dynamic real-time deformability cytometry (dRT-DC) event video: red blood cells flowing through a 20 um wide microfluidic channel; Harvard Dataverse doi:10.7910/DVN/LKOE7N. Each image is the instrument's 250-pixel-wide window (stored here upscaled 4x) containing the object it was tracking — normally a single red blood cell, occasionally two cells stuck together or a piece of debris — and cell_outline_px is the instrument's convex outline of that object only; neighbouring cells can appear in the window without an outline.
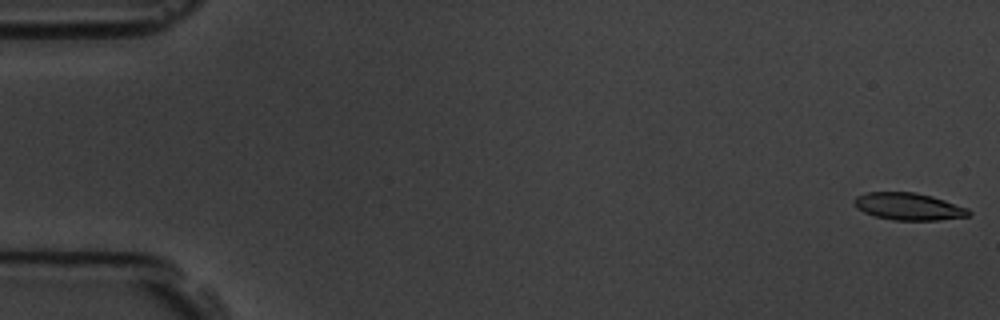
{"species": "common noctule bat (a hibernating species)", "species_latin": "Nyctalus noctula", "temperature_condition": "room temperature", "stored_images_in_passage": 11, "camera_frame_rate_fps": 3000, "um_per_image_px": 0.085, "animal": {"sex": "male", "body_mass_g": 19.5, "forearm_length_mm": 54.6}, "frame": {"image": 1, "passage_image": 1, "time_ms": 0.0, "image_size_px": [1000, 320], "cell_outline_px": [[972, 212], [968, 216], [936, 220], [892, 220], [876, 216], [864, 212], [856, 208], [852, 204], [852, 200], [856, 196], [868, 192], [916, 192], [932, 196], [968, 208]], "centroid_in_image_um": [77.19, 17.54], "position_along_channel_um": 7.8, "area_um2": 18.21}}
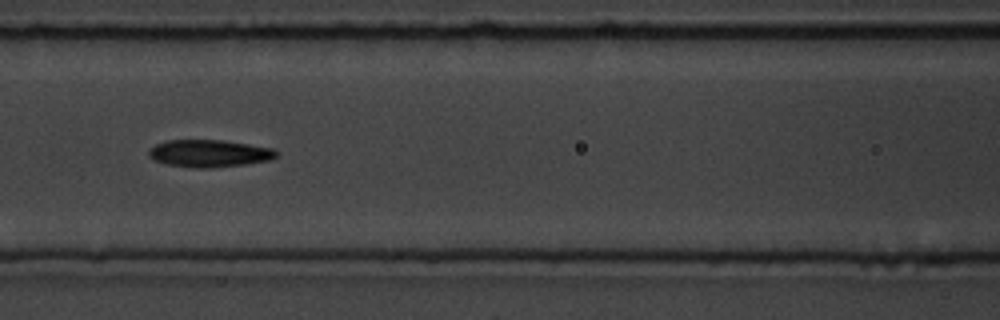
{"frame": {"image": 2, "passage_image": 8, "time_ms": 8.0, "image_size_px": [1000, 320], "cell_outline_px": [[276, 156], [272, 160], [244, 164], [212, 168], [196, 168], [168, 164], [152, 160], [148, 156], [148, 152], [156, 144], [168, 140], [224, 140], [272, 148], [276, 152]], "centroid_in_image_um": [17.77, 13.04], "position_along_channel_um": 148.8, "area_um2": 20.23}}
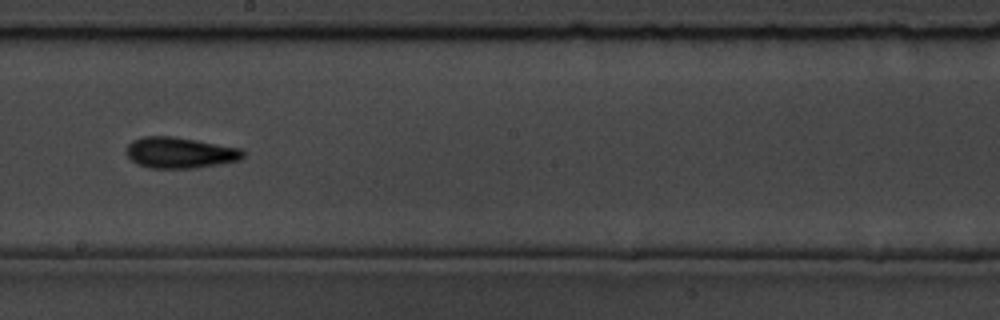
{"frame": {"image": 3, "passage_image": 10, "time_ms": 10.333, "image_size_px": [1000, 320], "cell_outline_px": [[244, 156], [240, 160], [196, 168], [148, 168], [136, 164], [124, 152], [128, 144], [132, 140], [144, 136], [172, 136], [196, 140], [240, 148], [244, 152]], "centroid_in_image_um": [15.25, 12.98], "position_along_channel_um": 232.9, "area_um2": 21.15}}